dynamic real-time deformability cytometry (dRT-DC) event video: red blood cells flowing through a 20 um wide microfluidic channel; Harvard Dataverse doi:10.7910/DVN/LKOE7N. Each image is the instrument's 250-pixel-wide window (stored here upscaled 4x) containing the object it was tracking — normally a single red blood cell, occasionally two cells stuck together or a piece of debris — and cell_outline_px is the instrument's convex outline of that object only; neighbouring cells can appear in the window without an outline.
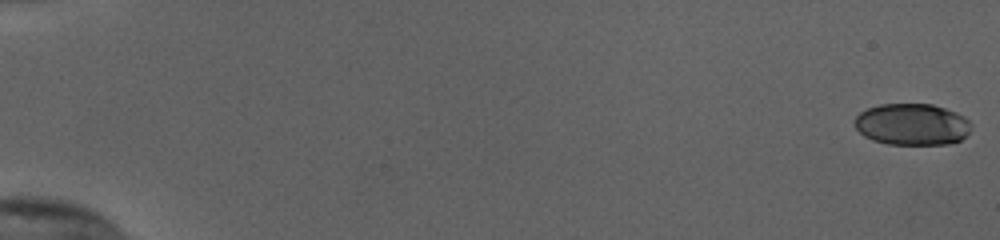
{"species": "human", "species_latin": "Homo sapiens", "temperature_condition": "cold", "stored_images_in_passage": 55, "camera_frame_rate_fps": 3000, "um_per_image_px": 0.085, "donor": {"sex": "female"}, "frame": {"image": 1, "passage_image": 1, "time_ms": 0.0, "image_size_px": [1000, 240], "cell_outline_px": [[972, 124], [968, 132], [960, 140], [948, 144], [888, 144], [872, 140], [864, 136], [856, 128], [856, 116], [860, 112], [868, 108], [880, 104], [932, 104], [956, 112], [964, 116]], "centroid_in_image_um": [77.53, 10.57], "position_along_channel_um": 7.5, "area_um2": 28.15}}
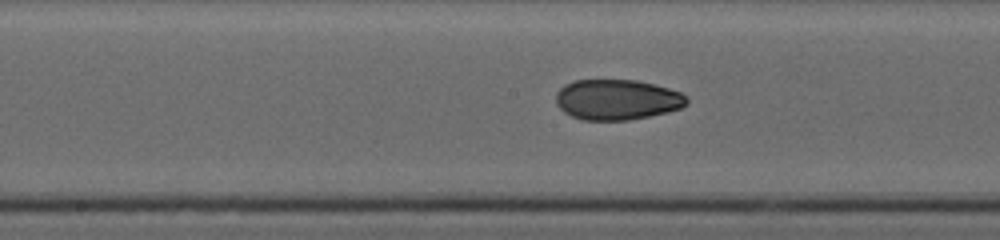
{"frame": {"image": 2, "passage_image": 31, "time_ms": 10.0, "image_size_px": [1000, 240], "cell_outline_px": [[688, 104], [680, 108], [668, 112], [628, 120], [584, 120], [572, 116], [564, 112], [556, 104], [556, 92], [564, 84], [572, 80], [636, 80], [668, 88], [680, 92], [688, 96]], "centroid_in_image_um": [52.44, 8.46], "position_along_channel_um": 195.8, "area_um2": 30.92}}
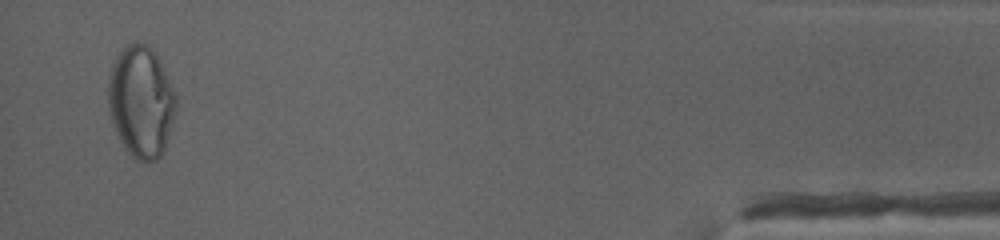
{"frame": {"image": 3, "passage_image": 54, "time_ms": 17.667, "image_size_px": [1000, 240], "cell_outline_px": [[176, 108], [164, 152], [156, 160], [136, 160], [124, 148], [116, 132], [108, 112], [108, 76], [112, 64], [116, 56], [128, 44], [136, 40], [148, 44], [156, 52], [176, 96]], "centroid_in_image_um": [11.97, 8.61], "position_along_channel_um": 423.2, "area_um2": 44.27}, "authors_computed_cell_mechanics": {"area_um2": 30.7496, "velocity_mm_per_s": 3.8446, "shape_relaxation_time_tau1_ms": 9.0571, "shape_relaxation_time_tau2_ms": 1.9394, "deformation_change_tau1": 0.2345, "deformation_change_tau2": 0.0475}}